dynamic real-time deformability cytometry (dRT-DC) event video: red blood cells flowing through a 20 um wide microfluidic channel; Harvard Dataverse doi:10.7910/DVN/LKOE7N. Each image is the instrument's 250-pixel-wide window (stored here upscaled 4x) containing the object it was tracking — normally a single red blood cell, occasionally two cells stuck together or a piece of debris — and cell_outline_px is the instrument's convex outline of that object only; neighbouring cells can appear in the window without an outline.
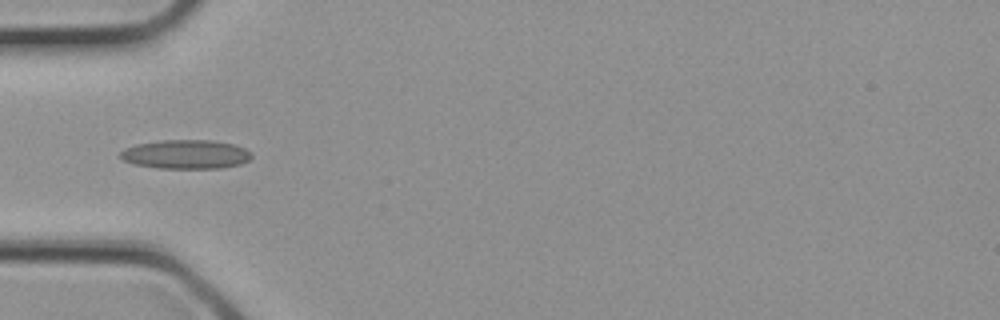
{"species": "common noctule bat (a hibernating species)", "species_latin": "Nyctalus noctula", "temperature_condition": "cold", "stored_images_in_passage": 2, "camera_frame_rate_fps": 3000, "um_per_image_px": 0.085, "animal": {"sex": "female", "body_mass_g": 21.9}, "frame": {"image": 1, "passage_image": 2, "time_ms": 0.333, "image_size_px": [1000, 320], "cell_outline_px": [[252, 156], [248, 160], [240, 164], [220, 168], [160, 168], [136, 164], [124, 160], [120, 156], [120, 152], [124, 148], [136, 144], [160, 140], [212, 140], [232, 144], [244, 148], [252, 152]], "centroid_in_image_um": [15.8, 13.11], "position_along_channel_um": 69.2, "area_um2": 22.08}}